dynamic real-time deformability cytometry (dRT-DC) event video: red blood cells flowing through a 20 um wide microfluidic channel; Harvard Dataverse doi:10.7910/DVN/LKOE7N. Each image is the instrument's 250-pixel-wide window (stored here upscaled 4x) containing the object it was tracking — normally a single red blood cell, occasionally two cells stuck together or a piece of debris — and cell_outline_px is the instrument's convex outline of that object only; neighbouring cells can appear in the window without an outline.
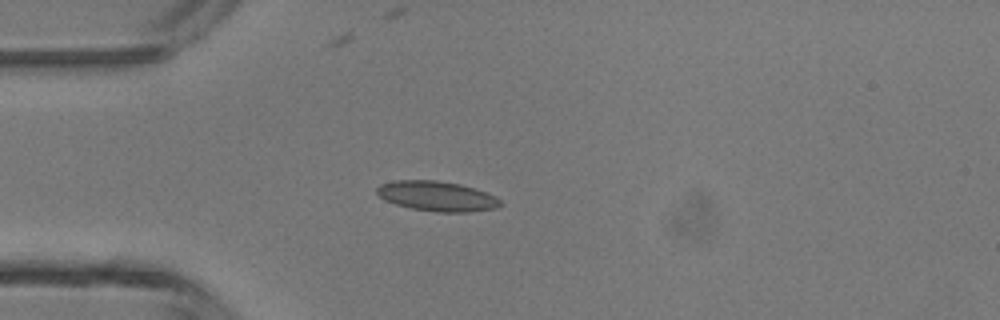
{"species": "common noctule bat (a hibernating species)", "species_latin": "Nyctalus noctula", "temperature_condition": "room temperature", "stored_images_in_passage": 46, "camera_frame_rate_fps": 3000, "um_per_image_px": 0.085, "animal": {"sex": "male", "body_mass_g": 13.3}, "frame": {"image": 1, "passage_image": 12, "time_ms": 3.667, "image_size_px": [1000, 320], "cell_outline_px": [[504, 204], [496, 208], [468, 212], [436, 212], [412, 208], [396, 204], [384, 200], [376, 192], [376, 188], [380, 184], [396, 180], [436, 180], [460, 184], [476, 188], [496, 196]], "centroid_in_image_um": [37.16, 16.67], "position_along_channel_um": 47.8, "area_um2": 21.68}}
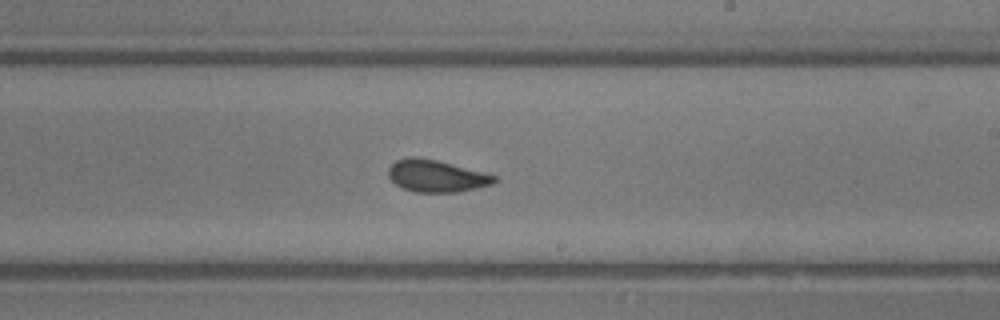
{"frame": {"image": 2, "passage_image": 27, "time_ms": 8.667, "image_size_px": [1000, 320], "cell_outline_px": [[496, 180], [492, 184], [476, 188], [456, 192], [416, 192], [404, 188], [396, 184], [388, 176], [388, 168], [396, 160], [412, 156], [416, 156], [436, 160], [484, 172], [496, 176]], "centroid_in_image_um": [37.07, 14.95], "position_along_channel_um": 251.9, "area_um2": 19.59}}
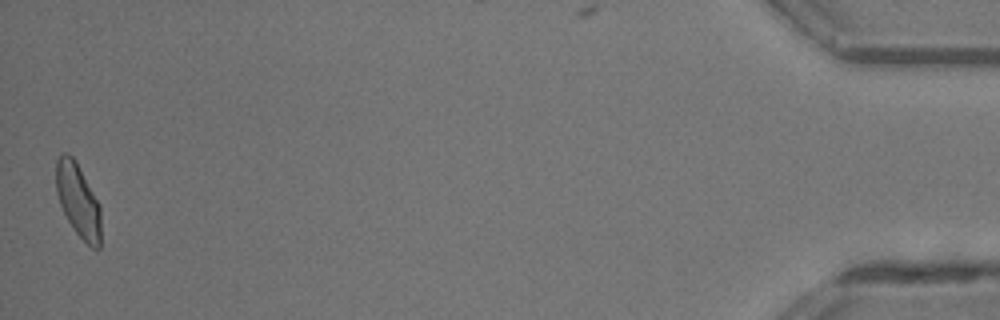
{"frame": {"image": 3, "passage_image": 46, "time_ms": 15.0, "image_size_px": [1000, 320], "cell_outline_px": [[100, 248], [92, 248], [76, 232], [68, 220], [60, 204], [56, 192], [56, 160], [60, 152], [68, 152], [76, 160], [100, 204]], "centroid_in_image_um": [6.63, 16.97], "position_along_channel_um": 428.6, "area_um2": 19.25}, "authors_computed_cell_mechanics": {"area_um2": 19.7676, "velocity_mm_per_s": 4.3527, "shape_relaxation_time_tau1_ms": 5.6699, "shape_relaxation_time_tau2_ms": 1.0946, "deformation_change_tau1": 0.1464, "deformation_change_tau2": 0.0519}}